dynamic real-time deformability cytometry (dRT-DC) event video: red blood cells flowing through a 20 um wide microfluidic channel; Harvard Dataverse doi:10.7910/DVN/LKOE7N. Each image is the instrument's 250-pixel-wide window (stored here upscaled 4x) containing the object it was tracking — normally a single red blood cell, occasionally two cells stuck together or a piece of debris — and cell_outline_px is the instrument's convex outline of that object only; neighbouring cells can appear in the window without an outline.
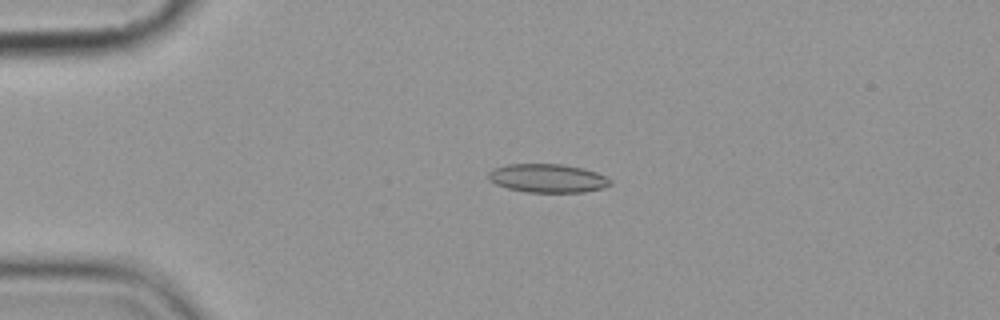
{"species": "common noctule bat (a hibernating species)", "species_latin": "Nyctalus noctula", "temperature_condition": "cold", "stored_images_in_passage": 4, "camera_frame_rate_fps": 3000, "um_per_image_px": 0.085, "animal": {"sex": "female", "body_mass_g": 19.9}, "frame": {"image": 1, "passage_image": 3, "time_ms": 3.333, "image_size_px": [1000, 320], "cell_outline_px": [[612, 184], [604, 188], [584, 192], [528, 192], [508, 188], [496, 184], [488, 180], [488, 172], [492, 168], [508, 164], [560, 164], [584, 168], [596, 172], [612, 180]], "centroid_in_image_um": [46.55, 15.15], "position_along_channel_um": 38.5, "area_um2": 20.4}}